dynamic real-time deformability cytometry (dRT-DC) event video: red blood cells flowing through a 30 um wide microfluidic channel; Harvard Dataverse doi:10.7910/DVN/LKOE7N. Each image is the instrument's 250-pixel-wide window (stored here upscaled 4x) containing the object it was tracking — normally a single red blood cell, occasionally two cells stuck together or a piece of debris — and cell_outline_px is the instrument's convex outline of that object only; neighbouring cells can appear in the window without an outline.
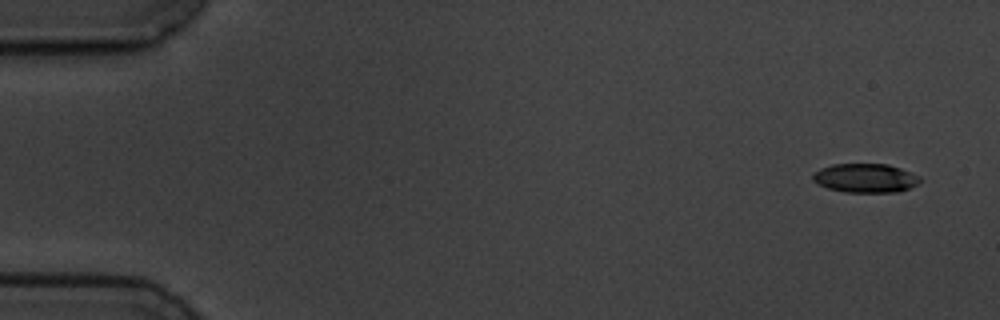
{"species": "common noctule bat (a hibernating species)", "species_latin": "Nyctalus noctula", "temperature_condition": "cold", "stored_images_in_passage": 4, "camera_frame_rate_fps": 3000, "um_per_image_px": 0.085, "animal": {"sex": "male", "body_mass_g": 19.5, "forearm_length_mm": 54.6}, "frame": {"image": 1, "passage_image": 1, "time_ms": 0.0, "image_size_px": [1000, 320], "cell_outline_px": [[920, 180], [916, 184], [908, 188], [896, 192], [844, 192], [828, 188], [816, 184], [812, 180], [812, 176], [820, 168], [832, 164], [888, 164], [900, 168], [920, 176]], "centroid_in_image_um": [73.52, 15.13], "position_along_channel_um": 11.5, "area_um2": 18.03}}